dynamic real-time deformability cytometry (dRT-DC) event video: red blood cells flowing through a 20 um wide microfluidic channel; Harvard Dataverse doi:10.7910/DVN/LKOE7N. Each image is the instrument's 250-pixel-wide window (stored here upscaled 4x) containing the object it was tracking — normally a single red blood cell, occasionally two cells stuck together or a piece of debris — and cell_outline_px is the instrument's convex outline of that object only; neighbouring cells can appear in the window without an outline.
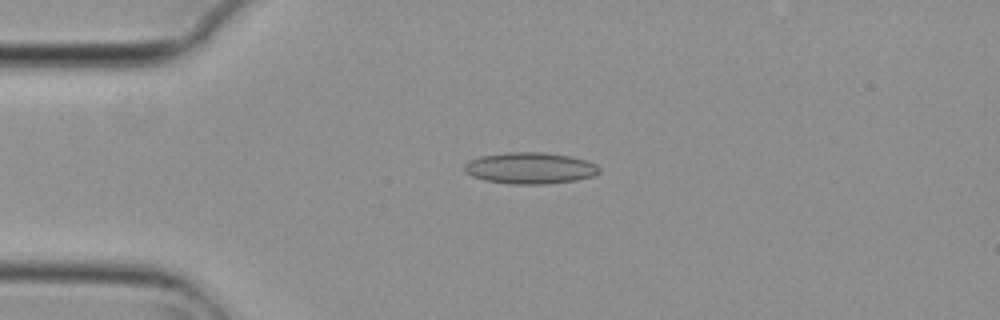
{"species": "common noctule bat (a hibernating species)", "species_latin": "Nyctalus noctula", "temperature_condition": "cold", "stored_images_in_passage": 5, "camera_frame_rate_fps": 3000, "um_per_image_px": 0.085, "animal": {"sex": "female", "body_mass_g": 29.2, "forearm_length_mm": 56.3}, "frame": {"image": 1, "passage_image": 4, "time_ms": 1.0, "image_size_px": [1000, 320], "cell_outline_px": [[600, 172], [592, 176], [576, 180], [544, 184], [512, 184], [484, 180], [472, 176], [464, 172], [464, 164], [468, 160], [480, 156], [508, 152], [544, 152], [568, 156], [588, 160], [596, 164], [600, 168]], "centroid_in_image_um": [45.04, 14.28], "position_along_channel_um": 40.0, "area_um2": 24.8}}